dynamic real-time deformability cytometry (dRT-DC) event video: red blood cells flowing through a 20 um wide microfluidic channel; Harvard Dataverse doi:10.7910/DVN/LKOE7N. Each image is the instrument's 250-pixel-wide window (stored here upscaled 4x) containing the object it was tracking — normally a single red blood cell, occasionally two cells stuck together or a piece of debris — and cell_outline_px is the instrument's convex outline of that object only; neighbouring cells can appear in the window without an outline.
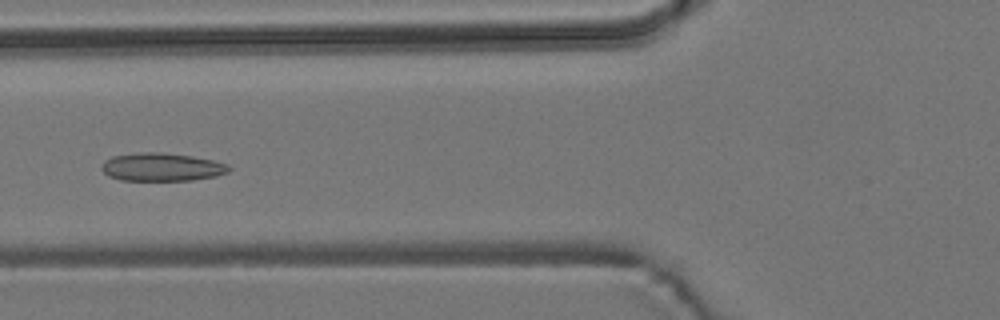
{"species": "common noctule bat (a hibernating species)", "species_latin": "Nyctalus noctula", "temperature_condition": "room temperature", "stored_images_in_passage": 6, "camera_frame_rate_fps": 3000, "um_per_image_px": 0.085, "animal": {"sex": "male", "body_mass_g": 19.2, "forearm_length_mm": 51.8}, "frame": {"image": 1, "passage_image": 6, "time_ms": 7.0, "image_size_px": [1000, 320], "cell_outline_px": [[232, 168], [228, 172], [216, 176], [192, 180], [120, 180], [108, 176], [100, 168], [100, 164], [104, 160], [112, 156], [140, 152], [160, 152], [192, 156], [212, 160], [228, 164]], "centroid_in_image_um": [13.72, 14.19], "position_along_channel_um": 112.1, "area_um2": 20.98}}